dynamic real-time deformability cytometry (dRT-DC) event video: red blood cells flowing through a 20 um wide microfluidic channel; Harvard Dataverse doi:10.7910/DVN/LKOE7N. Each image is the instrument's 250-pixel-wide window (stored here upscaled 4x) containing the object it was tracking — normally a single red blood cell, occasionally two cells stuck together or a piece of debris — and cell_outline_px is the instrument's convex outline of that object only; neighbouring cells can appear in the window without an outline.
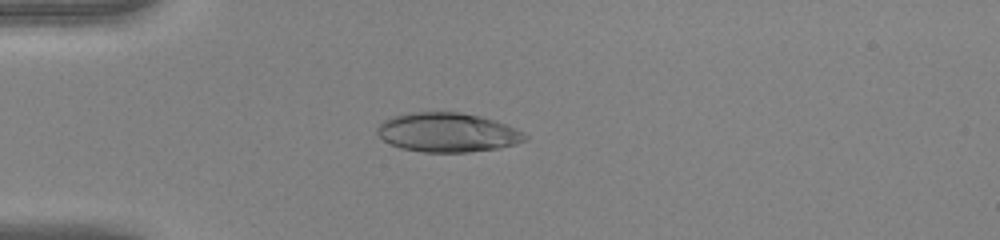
{"species": "human", "species_latin": "Homo sapiens", "temperature_condition": "warm", "stored_images_in_passage": 48, "camera_frame_rate_fps": 3000, "um_per_image_px": 0.085, "donor": {"sex": "female"}, "frame": {"image": 1, "passage_image": 13, "time_ms": 4.0, "image_size_px": [1000, 240], "cell_outline_px": [[528, 136], [524, 140], [516, 144], [500, 148], [468, 152], [424, 152], [400, 148], [376, 136], [376, 128], [384, 120], [392, 116], [412, 112], [460, 112], [480, 116], [516, 128], [524, 132]], "centroid_in_image_um": [38.02, 11.26], "position_along_channel_um": 47.0, "area_um2": 33.81}}
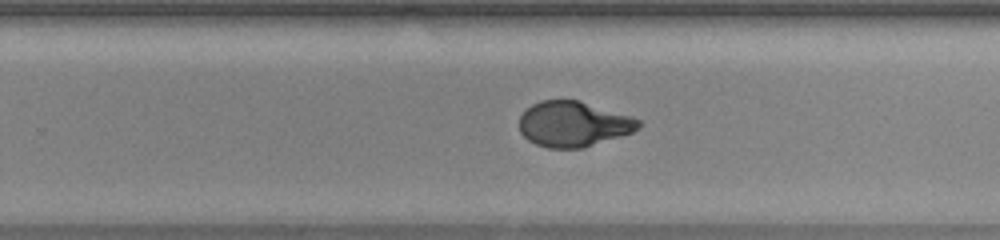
{"frame": {"image": 2, "passage_image": 31, "time_ms": 10.0, "image_size_px": [1000, 240], "cell_outline_px": [[640, 128], [632, 132], [584, 148], [548, 148], [536, 144], [528, 140], [520, 132], [520, 116], [532, 104], [540, 100], [580, 100], [632, 116], [640, 120]], "centroid_in_image_um": [48.75, 10.54], "position_along_channel_um": 281.1, "area_um2": 31.56}}
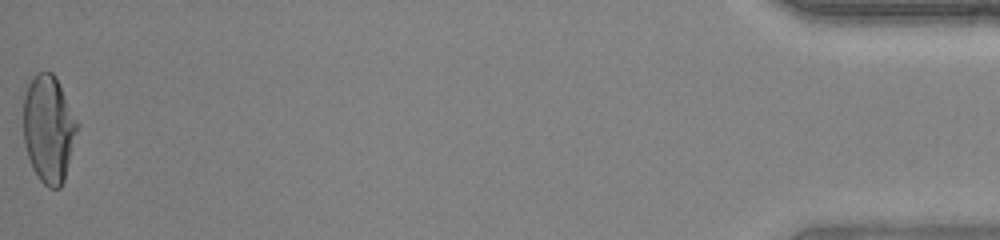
{"frame": {"image": 3, "passage_image": 48, "time_ms": 15.667, "image_size_px": [1000, 240], "cell_outline_px": [[80, 124], [64, 180], [60, 188], [48, 188], [40, 180], [32, 168], [24, 144], [24, 96], [28, 84], [36, 72], [52, 72], [56, 76]], "centroid_in_image_um": [4.16, 10.94], "position_along_channel_um": 431.0, "area_um2": 33.99}, "authors_computed_cell_mechanics": {"area_um2": 32.7726, "velocity_mm_per_s": 4.2755, "shape_relaxation_time_tau1_ms": 9.0498, "shape_relaxation_time_tau2_ms": null, "deformation_change_tau1": 0.3735, "deformation_change_tau2": null}}